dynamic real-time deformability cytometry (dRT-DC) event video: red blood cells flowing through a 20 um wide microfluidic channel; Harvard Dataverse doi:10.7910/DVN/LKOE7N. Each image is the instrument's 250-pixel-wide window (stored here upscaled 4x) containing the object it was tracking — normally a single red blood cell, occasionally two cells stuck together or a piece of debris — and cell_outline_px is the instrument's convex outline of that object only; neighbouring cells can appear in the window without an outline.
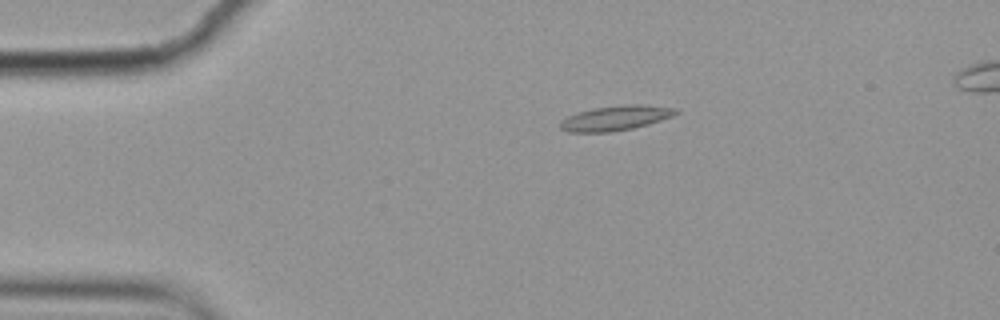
{"species": "common noctule bat (a hibernating species)", "species_latin": "Nyctalus noctula", "temperature_condition": "cold", "stored_images_in_passage": 5, "camera_frame_rate_fps": 3000, "um_per_image_px": 0.085, "animal": {"sex": "female", "body_mass_g": 19.9}, "frame": {"image": 1, "passage_image": 5, "time_ms": 1.333, "image_size_px": [1000, 320], "cell_outline_px": [[680, 112], [672, 116], [648, 124], [632, 128], [608, 132], [568, 132], [560, 128], [560, 120], [568, 116], [592, 108], [624, 104], [640, 104], [676, 108]], "centroid_in_image_um": [52.32, 10.02], "position_along_channel_um": 32.7, "area_um2": 16.65}}